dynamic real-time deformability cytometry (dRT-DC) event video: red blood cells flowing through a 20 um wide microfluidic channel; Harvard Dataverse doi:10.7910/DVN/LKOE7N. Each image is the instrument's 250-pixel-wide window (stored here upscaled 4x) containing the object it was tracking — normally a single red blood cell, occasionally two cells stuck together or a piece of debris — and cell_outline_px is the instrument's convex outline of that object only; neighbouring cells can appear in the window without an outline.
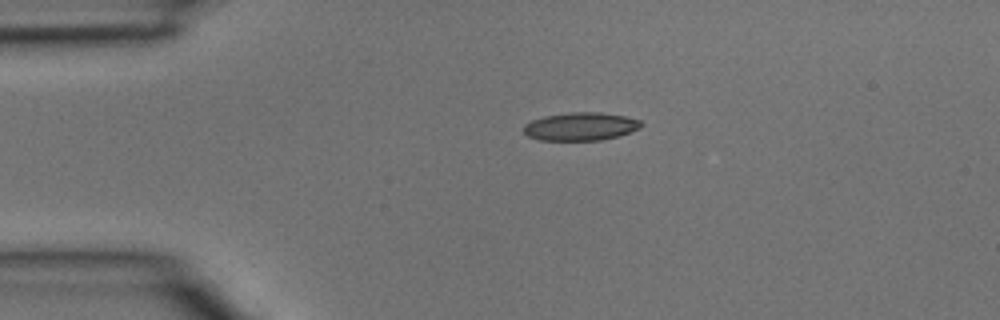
{"species": "common noctule bat (a hibernating species)", "species_latin": "Nyctalus noctula", "temperature_condition": "room temperature", "stored_images_in_passage": 3, "camera_frame_rate_fps": 3000, "um_per_image_px": 0.085, "animal": {"sex": "male", "body_mass_g": 15.6}, "frame": {"image": 1, "passage_image": 1, "time_ms": 0.0, "image_size_px": [1000, 320], "cell_outline_px": [[644, 124], [640, 128], [620, 136], [600, 140], [540, 140], [528, 136], [524, 132], [524, 124], [532, 120], [544, 116], [572, 112], [600, 112], [624, 116], [640, 120]], "centroid_in_image_um": [49.37, 10.75], "position_along_channel_um": 35.6, "area_um2": 19.25}}
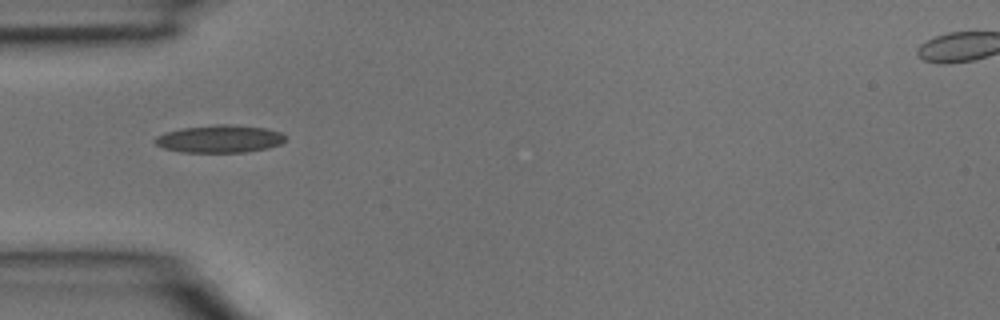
{"frame": {"image": 2, "passage_image": 2, "time_ms": 0.333, "image_size_px": [1000, 320], "cell_outline_px": [[288, 140], [280, 144], [268, 148], [244, 152], [180, 152], [164, 148], [156, 144], [152, 140], [156, 136], [164, 132], [184, 128], [216, 124], [228, 124], [268, 128], [280, 132], [288, 136]], "centroid_in_image_um": [18.7, 11.8], "position_along_channel_um": 66.3, "area_um2": 21.21}}
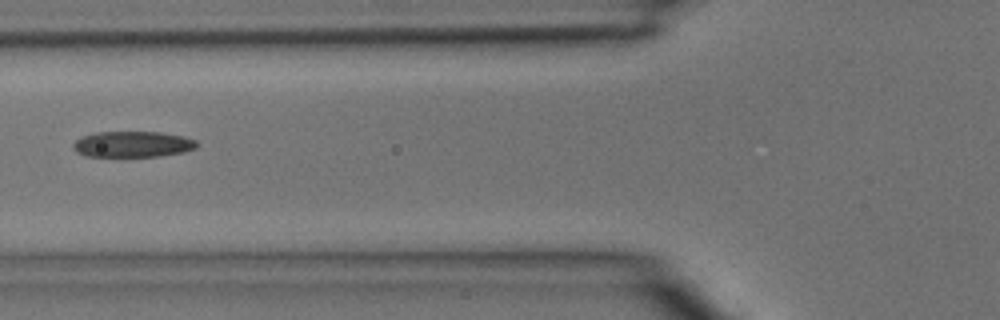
{"frame": {"image": 3, "passage_image": 3, "time_ms": 0.667, "image_size_px": [1000, 320], "cell_outline_px": [[200, 144], [196, 148], [184, 152], [160, 156], [88, 156], [76, 152], [72, 148], [72, 144], [76, 140], [84, 136], [96, 132], [160, 132], [184, 136], [196, 140]], "centroid_in_image_um": [11.31, 12.26], "position_along_channel_um": 114.5, "area_um2": 18.73}}